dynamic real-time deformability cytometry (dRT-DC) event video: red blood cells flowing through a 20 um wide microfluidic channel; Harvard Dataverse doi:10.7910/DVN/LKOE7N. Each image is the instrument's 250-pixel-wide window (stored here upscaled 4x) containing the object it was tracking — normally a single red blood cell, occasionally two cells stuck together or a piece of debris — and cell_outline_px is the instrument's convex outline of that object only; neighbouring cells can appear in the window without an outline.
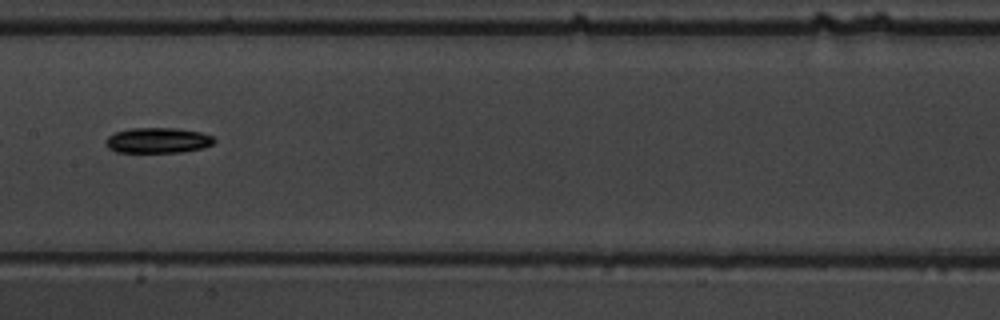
{"species": "common noctule bat (a hibernating species)", "species_latin": "Nyctalus noctula", "temperature_condition": "warm", "stored_images_in_passage": 38, "camera_frame_rate_fps": 3000, "um_per_image_px": 0.085, "animal": {"sex": "male", "body_mass_g": 19.5, "forearm_length_mm": 54.6}, "frame": {"image": 1, "passage_image": 12, "time_ms": 3.667, "image_size_px": [1000, 320], "cell_outline_px": [[216, 140], [212, 144], [204, 148], [180, 152], [116, 152], [108, 148], [104, 144], [104, 140], [108, 136], [116, 132], [132, 128], [176, 128], [200, 132], [212, 136]], "centroid_in_image_um": [13.39, 11.93], "position_along_channel_um": 194.0, "area_um2": 16.13}}
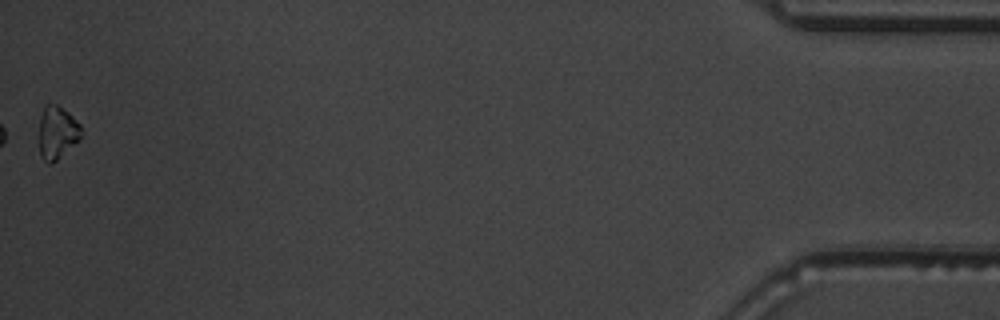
{"frame": {"image": 2, "passage_image": 38, "time_ms": 12.333, "image_size_px": [1000, 320], "cell_outline_px": [[80, 136], [52, 164], [48, 164], [40, 156], [40, 116], [44, 108], [48, 104], [56, 104], [68, 112], [80, 124]], "centroid_in_image_um": [4.82, 11.25], "position_along_channel_um": 430.4, "area_um2": 12.43}, "authors_computed_cell_mechanics": {"area_um2": 14.7679, "velocity_mm_per_s": 3.7462, "shape_relaxation_time_tau1_ms": 2.4625, "shape_relaxation_time_tau2_ms": null, "deformation_change_tau1": 0.1118, "deformation_change_tau2": null}}